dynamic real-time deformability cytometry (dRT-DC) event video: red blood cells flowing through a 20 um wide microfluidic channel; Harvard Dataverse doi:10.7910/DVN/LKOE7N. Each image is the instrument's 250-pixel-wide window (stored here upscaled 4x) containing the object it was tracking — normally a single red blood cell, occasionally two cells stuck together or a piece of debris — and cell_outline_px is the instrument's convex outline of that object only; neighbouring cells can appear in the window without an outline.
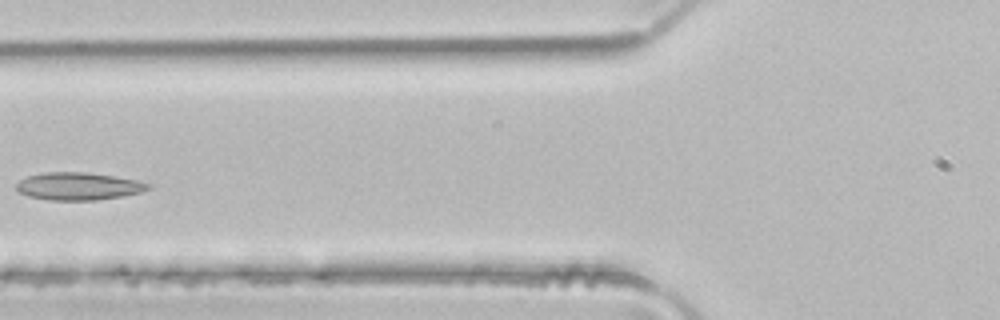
{"species": "common noctule bat (a hibernating species)", "species_latin": "Nyctalus noctula", "temperature_condition": "room temperature", "stored_images_in_passage": 4, "camera_frame_rate_fps": 3000, "um_per_image_px": 0.085, "animal": {"sex": "male", "body_mass_g": 21.5, "forearm_length_mm": 52.0}, "frame": {"image": 1, "passage_image": 4, "time_ms": 1.0, "image_size_px": [1000, 320], "cell_outline_px": [[152, 188], [140, 192], [124, 196], [96, 200], [48, 200], [28, 196], [16, 192], [16, 184], [20, 180], [28, 176], [44, 172], [84, 172], [116, 176], [136, 180], [152, 184]], "centroid_in_image_um": [6.67, 15.83], "position_along_channel_um": 119.1, "area_um2": 21.39}}